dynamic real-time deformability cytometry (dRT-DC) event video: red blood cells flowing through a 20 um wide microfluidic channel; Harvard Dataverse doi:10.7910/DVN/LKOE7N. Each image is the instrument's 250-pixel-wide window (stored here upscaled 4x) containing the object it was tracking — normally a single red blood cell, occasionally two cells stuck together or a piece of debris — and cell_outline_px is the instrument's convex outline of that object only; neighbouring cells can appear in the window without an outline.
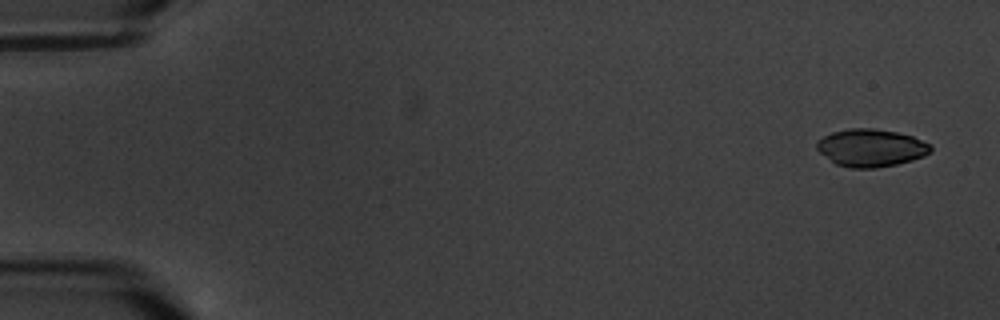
{"species": "common noctule bat (a hibernating species)", "species_latin": "Nyctalus noctula", "temperature_condition": "warm", "stored_images_in_passage": 5, "camera_frame_rate_fps": 3000, "um_per_image_px": 0.085, "animal": {"sex": "male", "body_mass_g": 20.1, "forearm_length_mm": 53.5}, "frame": {"image": 1, "passage_image": 1, "time_ms": 0.0, "image_size_px": [1000, 320], "cell_outline_px": [[932, 152], [924, 156], [912, 160], [896, 164], [876, 168], [852, 168], [836, 164], [820, 152], [816, 148], [816, 140], [832, 132], [848, 128], [872, 128], [896, 132], [912, 136], [932, 144]], "centroid_in_image_um": [74.05, 12.56], "position_along_channel_um": 11.0, "area_um2": 25.03}}
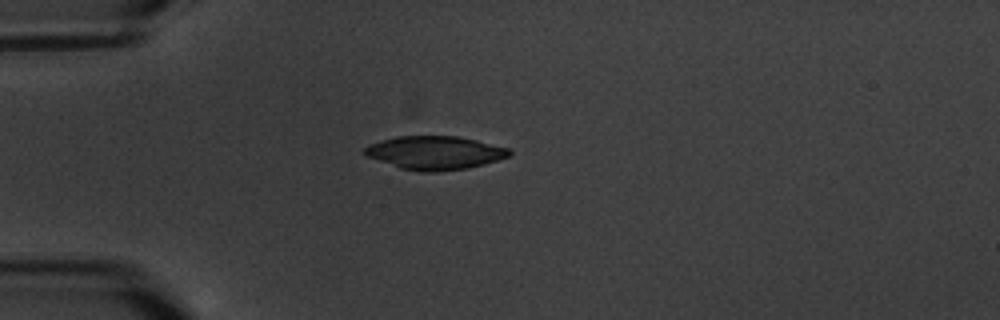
{"frame": {"image": 2, "passage_image": 5, "time_ms": 4.667, "image_size_px": [1000, 320], "cell_outline_px": [[512, 152], [508, 156], [496, 160], [468, 168], [436, 172], [420, 172], [400, 168], [364, 156], [360, 152], [368, 144], [396, 136], [456, 136], [476, 140], [508, 148]], "centroid_in_image_um": [36.88, 12.99], "position_along_channel_um": 48.1, "area_um2": 28.26}}